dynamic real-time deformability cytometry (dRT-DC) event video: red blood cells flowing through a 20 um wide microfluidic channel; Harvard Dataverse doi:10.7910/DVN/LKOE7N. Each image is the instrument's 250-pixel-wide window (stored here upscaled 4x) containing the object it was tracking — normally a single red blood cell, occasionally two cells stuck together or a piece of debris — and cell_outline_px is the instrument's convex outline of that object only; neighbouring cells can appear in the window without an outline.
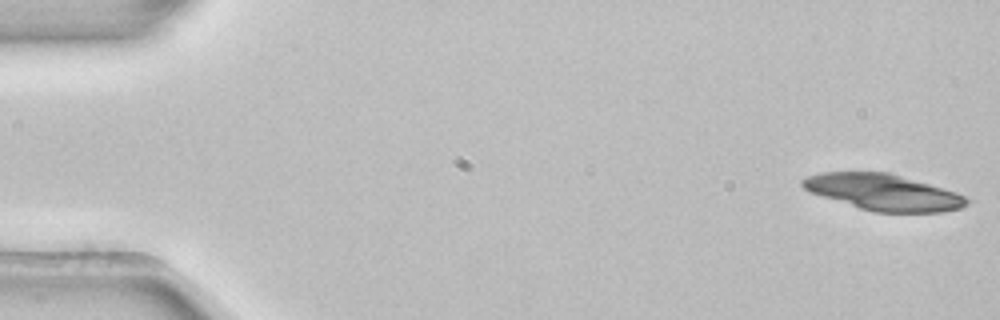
{"species": "common noctule bat (a hibernating species)", "species_latin": "Nyctalus noctula", "temperature_condition": "room temperature", "stored_images_in_passage": 5, "segment_of_instrument_passage": [1, 2], "camera_frame_rate_fps": 3000, "um_per_image_px": 0.085, "animal": {"sex": "female", "body_mass_g": 22.7, "forearm_length_mm": 54.2}, "frame": {"image": 1, "passage_image": 1, "time_ms": 0.0, "image_size_px": [1000, 320], "cell_outline_px": [[972, 200], [968, 204], [960, 208], [940, 212], [872, 212], [808, 192], [800, 184], [800, 180], [804, 176], [820, 172], [888, 172], [956, 192]], "centroid_in_image_um": [75.03, 16.34], "position_along_channel_um": 10.0, "area_um2": 34.68}}